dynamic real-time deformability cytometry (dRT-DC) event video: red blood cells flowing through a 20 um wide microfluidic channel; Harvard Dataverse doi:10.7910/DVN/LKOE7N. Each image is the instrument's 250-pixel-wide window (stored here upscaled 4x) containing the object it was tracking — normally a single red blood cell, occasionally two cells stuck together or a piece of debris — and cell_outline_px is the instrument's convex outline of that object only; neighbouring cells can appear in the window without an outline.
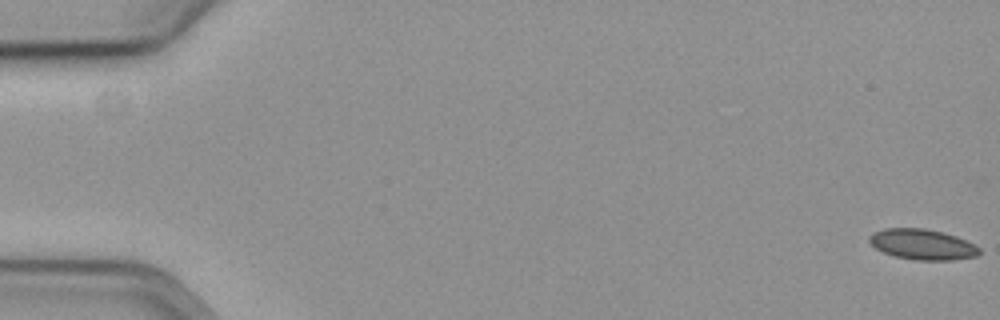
{"species": "common noctule bat (a hibernating species)", "species_latin": "Nyctalus noctula", "temperature_condition": "cold", "stored_images_in_passage": 7, "camera_frame_rate_fps": 3000, "um_per_image_px": 0.085, "animal": {"sex": "female", "body_mass_g": 19.3, "forearm_length_mm": 54.1}, "frame": {"image": 1, "passage_image": 1, "time_ms": 0.0, "image_size_px": [1000, 320], "cell_outline_px": [[980, 252], [976, 256], [952, 260], [912, 260], [896, 256], [884, 252], [876, 248], [868, 240], [868, 236], [872, 232], [884, 228], [924, 228], [956, 236], [980, 248]], "centroid_in_image_um": [78.36, 20.77], "position_along_channel_um": 6.6, "area_um2": 19.42}}